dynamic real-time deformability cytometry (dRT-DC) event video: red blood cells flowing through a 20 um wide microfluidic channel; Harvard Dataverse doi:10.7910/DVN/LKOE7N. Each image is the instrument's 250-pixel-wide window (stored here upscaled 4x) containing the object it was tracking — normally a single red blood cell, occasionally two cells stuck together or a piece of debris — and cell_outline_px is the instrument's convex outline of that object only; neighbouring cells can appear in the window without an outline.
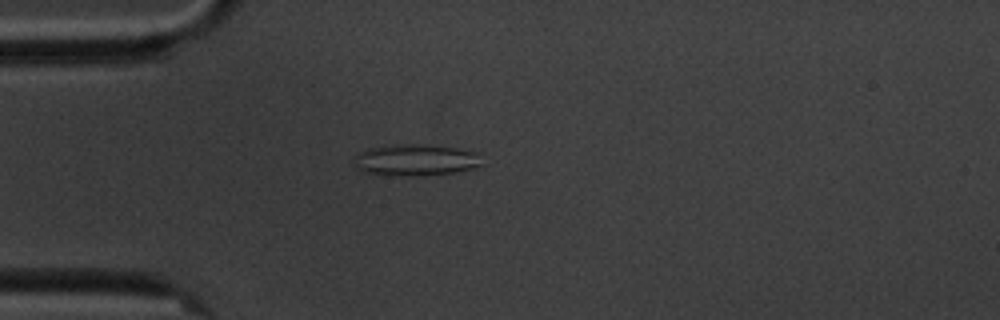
{"species": "common noctule bat (a hibernating species)", "species_latin": "Nyctalus noctula", "temperature_condition": "cold", "stored_images_in_passage": 3, "camera_frame_rate_fps": 3000, "um_per_image_px": 0.085, "animal": {"sex": "male", "body_mass_g": 20.1, "forearm_length_mm": 53.5}, "frame": {"image": 1, "passage_image": 3, "time_ms": 2.333, "image_size_px": [1000, 320], "cell_outline_px": [[480, 164], [472, 168], [456, 172], [424, 176], [400, 176], [364, 172], [356, 168], [352, 164], [356, 156], [360, 152], [368, 148], [412, 144], [424, 144], [456, 148], [480, 152]], "centroid_in_image_um": [35.33, 13.61], "position_along_channel_um": 49.7, "area_um2": 23.47}}